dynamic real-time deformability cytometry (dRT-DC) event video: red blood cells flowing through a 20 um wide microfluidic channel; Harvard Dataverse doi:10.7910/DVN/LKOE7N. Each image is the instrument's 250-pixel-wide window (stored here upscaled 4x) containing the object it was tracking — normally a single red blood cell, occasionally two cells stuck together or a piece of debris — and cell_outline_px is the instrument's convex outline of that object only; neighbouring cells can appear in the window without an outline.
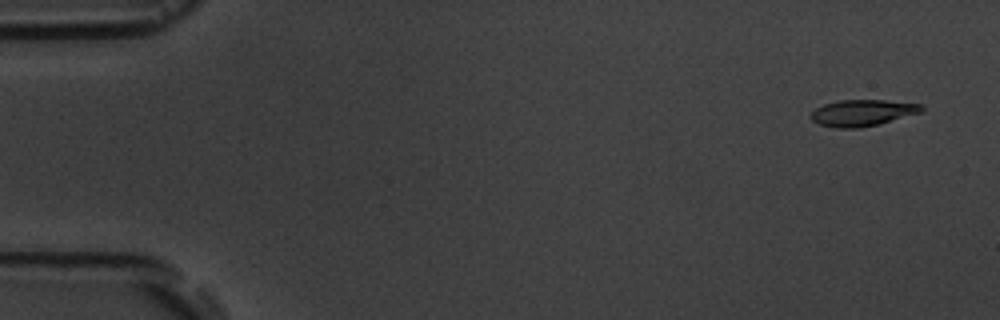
{"species": "common noctule bat (a hibernating species)", "species_latin": "Nyctalus noctula", "temperature_condition": "room temperature", "stored_images_in_passage": 5, "camera_frame_rate_fps": 3000, "um_per_image_px": 0.085, "animal": {"sex": "male", "body_mass_g": 19.5, "forearm_length_mm": 54.6}, "frame": {"image": 1, "passage_image": 1, "time_ms": 0.0, "image_size_px": [1000, 320], "cell_outline_px": [[924, 108], [920, 112], [880, 124], [860, 128], [836, 128], [820, 124], [812, 120], [812, 112], [816, 108], [824, 104], [840, 100], [884, 100], [920, 104]], "centroid_in_image_um": [73.3, 9.59], "position_along_channel_um": 11.7, "area_um2": 16.82}}